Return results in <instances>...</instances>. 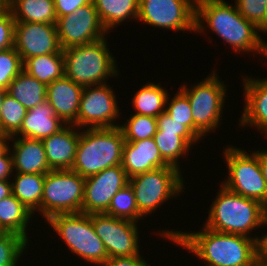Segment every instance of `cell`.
Returning <instances> with one entry per match:
<instances>
[{
	"label": "cell",
	"instance_id": "1",
	"mask_svg": "<svg viewBox=\"0 0 267 266\" xmlns=\"http://www.w3.org/2000/svg\"><path fill=\"white\" fill-rule=\"evenodd\" d=\"M200 231L165 229L157 233L163 239L183 247L203 260L206 266H252L256 259V240L244 235L210 230L204 225Z\"/></svg>",
	"mask_w": 267,
	"mask_h": 266
},
{
	"label": "cell",
	"instance_id": "2",
	"mask_svg": "<svg viewBox=\"0 0 267 266\" xmlns=\"http://www.w3.org/2000/svg\"><path fill=\"white\" fill-rule=\"evenodd\" d=\"M226 0H196L195 33H215L237 53L261 55L267 60V39L252 22L247 21L236 5ZM203 33V34H202ZM263 38V39H262ZM252 52V53H251ZM256 53V54H255ZM267 62V61H266Z\"/></svg>",
	"mask_w": 267,
	"mask_h": 266
},
{
	"label": "cell",
	"instance_id": "3",
	"mask_svg": "<svg viewBox=\"0 0 267 266\" xmlns=\"http://www.w3.org/2000/svg\"><path fill=\"white\" fill-rule=\"evenodd\" d=\"M217 191L203 225L217 232L244 235L256 240L258 233L255 235L254 231L262 229L263 225V205L230 191L222 184Z\"/></svg>",
	"mask_w": 267,
	"mask_h": 266
},
{
	"label": "cell",
	"instance_id": "4",
	"mask_svg": "<svg viewBox=\"0 0 267 266\" xmlns=\"http://www.w3.org/2000/svg\"><path fill=\"white\" fill-rule=\"evenodd\" d=\"M107 40L108 35L93 43L64 49L65 76L83 87L105 84L112 77L120 78L118 62Z\"/></svg>",
	"mask_w": 267,
	"mask_h": 266
},
{
	"label": "cell",
	"instance_id": "5",
	"mask_svg": "<svg viewBox=\"0 0 267 266\" xmlns=\"http://www.w3.org/2000/svg\"><path fill=\"white\" fill-rule=\"evenodd\" d=\"M124 134L120 127L80 129L76 157L71 168L83 178L122 162Z\"/></svg>",
	"mask_w": 267,
	"mask_h": 266
},
{
	"label": "cell",
	"instance_id": "6",
	"mask_svg": "<svg viewBox=\"0 0 267 266\" xmlns=\"http://www.w3.org/2000/svg\"><path fill=\"white\" fill-rule=\"evenodd\" d=\"M206 78L194 84L187 85L183 82L180 89L187 97L191 105L193 123L195 125V135L204 141V137L209 133L220 129L223 120V108L227 99V85L217 72V68L212 70Z\"/></svg>",
	"mask_w": 267,
	"mask_h": 266
},
{
	"label": "cell",
	"instance_id": "7",
	"mask_svg": "<svg viewBox=\"0 0 267 266\" xmlns=\"http://www.w3.org/2000/svg\"><path fill=\"white\" fill-rule=\"evenodd\" d=\"M49 227L59 236L71 254L88 264L100 266L107 259V251L101 238L95 233L91 214H56L47 220Z\"/></svg>",
	"mask_w": 267,
	"mask_h": 266
},
{
	"label": "cell",
	"instance_id": "8",
	"mask_svg": "<svg viewBox=\"0 0 267 266\" xmlns=\"http://www.w3.org/2000/svg\"><path fill=\"white\" fill-rule=\"evenodd\" d=\"M181 174L180 169L170 165L129 178L128 183L134 191L138 212L144 218L186 192L185 178Z\"/></svg>",
	"mask_w": 267,
	"mask_h": 266
},
{
	"label": "cell",
	"instance_id": "9",
	"mask_svg": "<svg viewBox=\"0 0 267 266\" xmlns=\"http://www.w3.org/2000/svg\"><path fill=\"white\" fill-rule=\"evenodd\" d=\"M230 145L223 147L222 156L228 173L220 183L230 191L263 205L267 202V183L260 167V150L248 153L241 147Z\"/></svg>",
	"mask_w": 267,
	"mask_h": 266
},
{
	"label": "cell",
	"instance_id": "10",
	"mask_svg": "<svg viewBox=\"0 0 267 266\" xmlns=\"http://www.w3.org/2000/svg\"><path fill=\"white\" fill-rule=\"evenodd\" d=\"M85 178L72 170H51L45 174L42 217L82 212Z\"/></svg>",
	"mask_w": 267,
	"mask_h": 266
},
{
	"label": "cell",
	"instance_id": "11",
	"mask_svg": "<svg viewBox=\"0 0 267 266\" xmlns=\"http://www.w3.org/2000/svg\"><path fill=\"white\" fill-rule=\"evenodd\" d=\"M110 83L83 87L74 126L80 129L120 127L121 108Z\"/></svg>",
	"mask_w": 267,
	"mask_h": 266
},
{
	"label": "cell",
	"instance_id": "12",
	"mask_svg": "<svg viewBox=\"0 0 267 266\" xmlns=\"http://www.w3.org/2000/svg\"><path fill=\"white\" fill-rule=\"evenodd\" d=\"M196 0H139L137 22L154 29L195 32ZM165 29V30H164Z\"/></svg>",
	"mask_w": 267,
	"mask_h": 266
},
{
	"label": "cell",
	"instance_id": "13",
	"mask_svg": "<svg viewBox=\"0 0 267 266\" xmlns=\"http://www.w3.org/2000/svg\"><path fill=\"white\" fill-rule=\"evenodd\" d=\"M91 220L95 233L106 248L108 258L142 254L137 222L105 213H91Z\"/></svg>",
	"mask_w": 267,
	"mask_h": 266
},
{
	"label": "cell",
	"instance_id": "14",
	"mask_svg": "<svg viewBox=\"0 0 267 266\" xmlns=\"http://www.w3.org/2000/svg\"><path fill=\"white\" fill-rule=\"evenodd\" d=\"M56 28L62 50L96 42L109 35L92 3L57 18Z\"/></svg>",
	"mask_w": 267,
	"mask_h": 266
},
{
	"label": "cell",
	"instance_id": "15",
	"mask_svg": "<svg viewBox=\"0 0 267 266\" xmlns=\"http://www.w3.org/2000/svg\"><path fill=\"white\" fill-rule=\"evenodd\" d=\"M128 180L121 164L85 178L82 213H104L113 196L128 184Z\"/></svg>",
	"mask_w": 267,
	"mask_h": 266
},
{
	"label": "cell",
	"instance_id": "16",
	"mask_svg": "<svg viewBox=\"0 0 267 266\" xmlns=\"http://www.w3.org/2000/svg\"><path fill=\"white\" fill-rule=\"evenodd\" d=\"M14 48L23 62L30 57L63 53L56 24L52 23L15 22Z\"/></svg>",
	"mask_w": 267,
	"mask_h": 266
},
{
	"label": "cell",
	"instance_id": "17",
	"mask_svg": "<svg viewBox=\"0 0 267 266\" xmlns=\"http://www.w3.org/2000/svg\"><path fill=\"white\" fill-rule=\"evenodd\" d=\"M259 77L241 75L245 103L238 125L241 129L250 126L263 133L267 129V76Z\"/></svg>",
	"mask_w": 267,
	"mask_h": 266
},
{
	"label": "cell",
	"instance_id": "18",
	"mask_svg": "<svg viewBox=\"0 0 267 266\" xmlns=\"http://www.w3.org/2000/svg\"><path fill=\"white\" fill-rule=\"evenodd\" d=\"M10 142L13 173L46 174L51 171L41 140L12 136Z\"/></svg>",
	"mask_w": 267,
	"mask_h": 266
},
{
	"label": "cell",
	"instance_id": "19",
	"mask_svg": "<svg viewBox=\"0 0 267 266\" xmlns=\"http://www.w3.org/2000/svg\"><path fill=\"white\" fill-rule=\"evenodd\" d=\"M121 166L128 178L170 166L161 156L153 138L125 142L123 147Z\"/></svg>",
	"mask_w": 267,
	"mask_h": 266
},
{
	"label": "cell",
	"instance_id": "20",
	"mask_svg": "<svg viewBox=\"0 0 267 266\" xmlns=\"http://www.w3.org/2000/svg\"><path fill=\"white\" fill-rule=\"evenodd\" d=\"M80 138V128L66 125L59 132L42 139L51 170H71Z\"/></svg>",
	"mask_w": 267,
	"mask_h": 266
},
{
	"label": "cell",
	"instance_id": "21",
	"mask_svg": "<svg viewBox=\"0 0 267 266\" xmlns=\"http://www.w3.org/2000/svg\"><path fill=\"white\" fill-rule=\"evenodd\" d=\"M82 92V85L64 75L47 85L46 101L66 125H73L77 120Z\"/></svg>",
	"mask_w": 267,
	"mask_h": 266
},
{
	"label": "cell",
	"instance_id": "22",
	"mask_svg": "<svg viewBox=\"0 0 267 266\" xmlns=\"http://www.w3.org/2000/svg\"><path fill=\"white\" fill-rule=\"evenodd\" d=\"M65 126L66 124L46 101L27 111L20 130L14 136L42 140L59 132Z\"/></svg>",
	"mask_w": 267,
	"mask_h": 266
},
{
	"label": "cell",
	"instance_id": "23",
	"mask_svg": "<svg viewBox=\"0 0 267 266\" xmlns=\"http://www.w3.org/2000/svg\"><path fill=\"white\" fill-rule=\"evenodd\" d=\"M103 27L110 34L124 21H137L139 0H92ZM132 19V20H131Z\"/></svg>",
	"mask_w": 267,
	"mask_h": 266
},
{
	"label": "cell",
	"instance_id": "24",
	"mask_svg": "<svg viewBox=\"0 0 267 266\" xmlns=\"http://www.w3.org/2000/svg\"><path fill=\"white\" fill-rule=\"evenodd\" d=\"M12 194L34 215L42 216V195L45 174L13 173Z\"/></svg>",
	"mask_w": 267,
	"mask_h": 266
},
{
	"label": "cell",
	"instance_id": "25",
	"mask_svg": "<svg viewBox=\"0 0 267 266\" xmlns=\"http://www.w3.org/2000/svg\"><path fill=\"white\" fill-rule=\"evenodd\" d=\"M34 214L30 212L13 194L0 201V227L5 232H11L24 237L28 242ZM32 218V219H31ZM28 228V229H27Z\"/></svg>",
	"mask_w": 267,
	"mask_h": 266
},
{
	"label": "cell",
	"instance_id": "26",
	"mask_svg": "<svg viewBox=\"0 0 267 266\" xmlns=\"http://www.w3.org/2000/svg\"><path fill=\"white\" fill-rule=\"evenodd\" d=\"M7 93L29 110L46 102L47 86L23 69L9 84Z\"/></svg>",
	"mask_w": 267,
	"mask_h": 266
},
{
	"label": "cell",
	"instance_id": "27",
	"mask_svg": "<svg viewBox=\"0 0 267 266\" xmlns=\"http://www.w3.org/2000/svg\"><path fill=\"white\" fill-rule=\"evenodd\" d=\"M133 95L132 107L135 110L133 114L157 117L165 112L166 99L169 94L167 89L161 86L160 82L143 83L141 88L137 89Z\"/></svg>",
	"mask_w": 267,
	"mask_h": 266
},
{
	"label": "cell",
	"instance_id": "28",
	"mask_svg": "<svg viewBox=\"0 0 267 266\" xmlns=\"http://www.w3.org/2000/svg\"><path fill=\"white\" fill-rule=\"evenodd\" d=\"M15 22L56 24L54 0H13L7 6Z\"/></svg>",
	"mask_w": 267,
	"mask_h": 266
},
{
	"label": "cell",
	"instance_id": "29",
	"mask_svg": "<svg viewBox=\"0 0 267 266\" xmlns=\"http://www.w3.org/2000/svg\"><path fill=\"white\" fill-rule=\"evenodd\" d=\"M23 69L47 86L65 75L63 53L27 58L23 62Z\"/></svg>",
	"mask_w": 267,
	"mask_h": 266
},
{
	"label": "cell",
	"instance_id": "30",
	"mask_svg": "<svg viewBox=\"0 0 267 266\" xmlns=\"http://www.w3.org/2000/svg\"><path fill=\"white\" fill-rule=\"evenodd\" d=\"M154 141L160 151L162 158L171 166L182 170L179 162L193 148L179 135L170 132H156ZM181 158V159H180Z\"/></svg>",
	"mask_w": 267,
	"mask_h": 266
},
{
	"label": "cell",
	"instance_id": "31",
	"mask_svg": "<svg viewBox=\"0 0 267 266\" xmlns=\"http://www.w3.org/2000/svg\"><path fill=\"white\" fill-rule=\"evenodd\" d=\"M106 215L139 222L144 218L139 212L132 187L128 183L111 199Z\"/></svg>",
	"mask_w": 267,
	"mask_h": 266
},
{
	"label": "cell",
	"instance_id": "32",
	"mask_svg": "<svg viewBox=\"0 0 267 266\" xmlns=\"http://www.w3.org/2000/svg\"><path fill=\"white\" fill-rule=\"evenodd\" d=\"M125 123L120 124V128L124 134L125 142H134L153 138L156 134L157 119L152 116H144L131 114L127 116Z\"/></svg>",
	"mask_w": 267,
	"mask_h": 266
},
{
	"label": "cell",
	"instance_id": "33",
	"mask_svg": "<svg viewBox=\"0 0 267 266\" xmlns=\"http://www.w3.org/2000/svg\"><path fill=\"white\" fill-rule=\"evenodd\" d=\"M27 109L6 93L0 113V133L14 136L22 125Z\"/></svg>",
	"mask_w": 267,
	"mask_h": 266
},
{
	"label": "cell",
	"instance_id": "34",
	"mask_svg": "<svg viewBox=\"0 0 267 266\" xmlns=\"http://www.w3.org/2000/svg\"><path fill=\"white\" fill-rule=\"evenodd\" d=\"M27 248L29 242L24 237L3 232L0 234V266H19L17 264L22 263L20 258L26 254Z\"/></svg>",
	"mask_w": 267,
	"mask_h": 266
},
{
	"label": "cell",
	"instance_id": "35",
	"mask_svg": "<svg viewBox=\"0 0 267 266\" xmlns=\"http://www.w3.org/2000/svg\"><path fill=\"white\" fill-rule=\"evenodd\" d=\"M165 112L177 122H182L195 134L191 105L188 97L179 89L172 97L168 94Z\"/></svg>",
	"mask_w": 267,
	"mask_h": 266
},
{
	"label": "cell",
	"instance_id": "36",
	"mask_svg": "<svg viewBox=\"0 0 267 266\" xmlns=\"http://www.w3.org/2000/svg\"><path fill=\"white\" fill-rule=\"evenodd\" d=\"M234 3L247 21L252 22L263 34L267 33V0H235Z\"/></svg>",
	"mask_w": 267,
	"mask_h": 266
},
{
	"label": "cell",
	"instance_id": "37",
	"mask_svg": "<svg viewBox=\"0 0 267 266\" xmlns=\"http://www.w3.org/2000/svg\"><path fill=\"white\" fill-rule=\"evenodd\" d=\"M23 70V61L14 47L0 51V87L8 89L9 84Z\"/></svg>",
	"mask_w": 267,
	"mask_h": 266
},
{
	"label": "cell",
	"instance_id": "38",
	"mask_svg": "<svg viewBox=\"0 0 267 266\" xmlns=\"http://www.w3.org/2000/svg\"><path fill=\"white\" fill-rule=\"evenodd\" d=\"M157 119V132H170L176 133L181 136L192 148L196 144H200L201 140L182 122H177L167 115L166 112L161 113L156 117Z\"/></svg>",
	"mask_w": 267,
	"mask_h": 266
},
{
	"label": "cell",
	"instance_id": "39",
	"mask_svg": "<svg viewBox=\"0 0 267 266\" xmlns=\"http://www.w3.org/2000/svg\"><path fill=\"white\" fill-rule=\"evenodd\" d=\"M15 20L11 10L4 6L0 9V51L14 47Z\"/></svg>",
	"mask_w": 267,
	"mask_h": 266
},
{
	"label": "cell",
	"instance_id": "40",
	"mask_svg": "<svg viewBox=\"0 0 267 266\" xmlns=\"http://www.w3.org/2000/svg\"><path fill=\"white\" fill-rule=\"evenodd\" d=\"M92 3V0H54L57 18L74 13L78 8Z\"/></svg>",
	"mask_w": 267,
	"mask_h": 266
},
{
	"label": "cell",
	"instance_id": "41",
	"mask_svg": "<svg viewBox=\"0 0 267 266\" xmlns=\"http://www.w3.org/2000/svg\"><path fill=\"white\" fill-rule=\"evenodd\" d=\"M141 254L129 257H113L108 258L100 266H150Z\"/></svg>",
	"mask_w": 267,
	"mask_h": 266
},
{
	"label": "cell",
	"instance_id": "42",
	"mask_svg": "<svg viewBox=\"0 0 267 266\" xmlns=\"http://www.w3.org/2000/svg\"><path fill=\"white\" fill-rule=\"evenodd\" d=\"M13 176L12 155L8 149L0 156V180H11Z\"/></svg>",
	"mask_w": 267,
	"mask_h": 266
},
{
	"label": "cell",
	"instance_id": "43",
	"mask_svg": "<svg viewBox=\"0 0 267 266\" xmlns=\"http://www.w3.org/2000/svg\"><path fill=\"white\" fill-rule=\"evenodd\" d=\"M265 230L266 233H261L260 230L261 236L258 235L256 239V258L267 263V229Z\"/></svg>",
	"mask_w": 267,
	"mask_h": 266
},
{
	"label": "cell",
	"instance_id": "44",
	"mask_svg": "<svg viewBox=\"0 0 267 266\" xmlns=\"http://www.w3.org/2000/svg\"><path fill=\"white\" fill-rule=\"evenodd\" d=\"M12 194L11 181L0 180V201Z\"/></svg>",
	"mask_w": 267,
	"mask_h": 266
},
{
	"label": "cell",
	"instance_id": "45",
	"mask_svg": "<svg viewBox=\"0 0 267 266\" xmlns=\"http://www.w3.org/2000/svg\"><path fill=\"white\" fill-rule=\"evenodd\" d=\"M260 167L263 177L267 183V151L265 149H260Z\"/></svg>",
	"mask_w": 267,
	"mask_h": 266
},
{
	"label": "cell",
	"instance_id": "46",
	"mask_svg": "<svg viewBox=\"0 0 267 266\" xmlns=\"http://www.w3.org/2000/svg\"><path fill=\"white\" fill-rule=\"evenodd\" d=\"M10 138V136L0 133V156L9 149Z\"/></svg>",
	"mask_w": 267,
	"mask_h": 266
},
{
	"label": "cell",
	"instance_id": "47",
	"mask_svg": "<svg viewBox=\"0 0 267 266\" xmlns=\"http://www.w3.org/2000/svg\"><path fill=\"white\" fill-rule=\"evenodd\" d=\"M267 228V202L263 204V225L262 228Z\"/></svg>",
	"mask_w": 267,
	"mask_h": 266
},
{
	"label": "cell",
	"instance_id": "48",
	"mask_svg": "<svg viewBox=\"0 0 267 266\" xmlns=\"http://www.w3.org/2000/svg\"><path fill=\"white\" fill-rule=\"evenodd\" d=\"M6 93H7V90L0 87V113L2 110V105H3V101H4V97H5Z\"/></svg>",
	"mask_w": 267,
	"mask_h": 266
},
{
	"label": "cell",
	"instance_id": "49",
	"mask_svg": "<svg viewBox=\"0 0 267 266\" xmlns=\"http://www.w3.org/2000/svg\"><path fill=\"white\" fill-rule=\"evenodd\" d=\"M252 266H267V263L256 258Z\"/></svg>",
	"mask_w": 267,
	"mask_h": 266
},
{
	"label": "cell",
	"instance_id": "50",
	"mask_svg": "<svg viewBox=\"0 0 267 266\" xmlns=\"http://www.w3.org/2000/svg\"><path fill=\"white\" fill-rule=\"evenodd\" d=\"M13 0H1L4 6H8Z\"/></svg>",
	"mask_w": 267,
	"mask_h": 266
},
{
	"label": "cell",
	"instance_id": "51",
	"mask_svg": "<svg viewBox=\"0 0 267 266\" xmlns=\"http://www.w3.org/2000/svg\"><path fill=\"white\" fill-rule=\"evenodd\" d=\"M265 135L266 139H267V129L262 133ZM267 151V149H265Z\"/></svg>",
	"mask_w": 267,
	"mask_h": 266
},
{
	"label": "cell",
	"instance_id": "52",
	"mask_svg": "<svg viewBox=\"0 0 267 266\" xmlns=\"http://www.w3.org/2000/svg\"><path fill=\"white\" fill-rule=\"evenodd\" d=\"M4 7V5L2 4L1 0H0V9Z\"/></svg>",
	"mask_w": 267,
	"mask_h": 266
},
{
	"label": "cell",
	"instance_id": "53",
	"mask_svg": "<svg viewBox=\"0 0 267 266\" xmlns=\"http://www.w3.org/2000/svg\"><path fill=\"white\" fill-rule=\"evenodd\" d=\"M3 232L5 231L0 227V234H2Z\"/></svg>",
	"mask_w": 267,
	"mask_h": 266
}]
</instances>
